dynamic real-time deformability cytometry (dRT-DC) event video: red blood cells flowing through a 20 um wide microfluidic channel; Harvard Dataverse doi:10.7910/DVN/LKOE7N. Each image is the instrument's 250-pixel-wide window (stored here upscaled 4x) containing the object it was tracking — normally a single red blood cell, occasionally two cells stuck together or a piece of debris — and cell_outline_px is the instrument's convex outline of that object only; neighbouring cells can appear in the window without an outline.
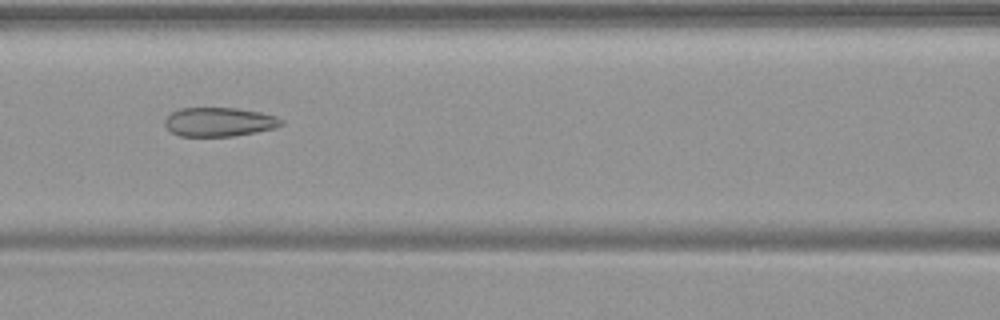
{"species": "common noctule bat (a hibernating species)", "species_latin": "Nyctalus noctula", "temperature_condition": "warm", "stored_images_in_passage": 50, "camera_frame_rate_fps": 3000, "um_per_image_px": 0.085, "animal": {"sex": "female", "body_mass_g": 19.9}, "frame": {"image": 1, "passage_image": 22, "time_ms": 7.0, "image_size_px": [1000, 320], "cell_outline_px": [[284, 124], [276, 128], [236, 136], [180, 136], [172, 132], [164, 124], [164, 120], [172, 112], [180, 108], [236, 108], [260, 112], [276, 116], [284, 120]], "centroid_in_image_um": [18.67, 10.37], "position_along_channel_um": 147.9, "area_um2": 19.77}}
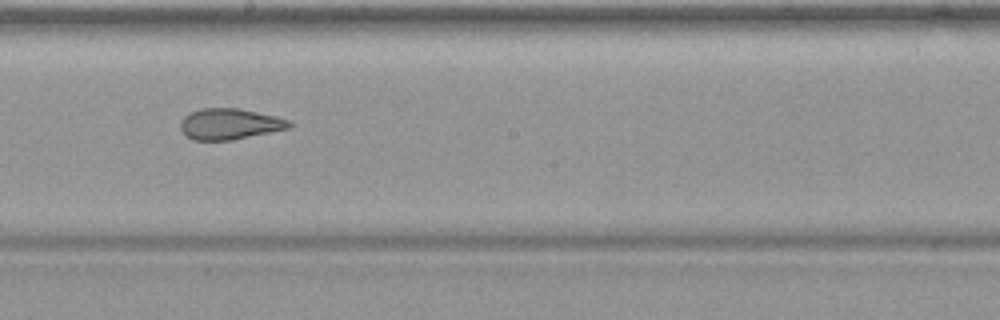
{"frame": {"image": 2, "passage_image": 28, "time_ms": 9.0, "image_size_px": [1000, 320], "cell_outline_px": [[292, 124], [288, 128], [232, 140], [192, 140], [184, 136], [180, 128], [180, 120], [184, 116], [200, 108], [236, 108], [256, 112], [288, 120]], "centroid_in_image_um": [19.43, 10.55], "position_along_channel_um": 228.8, "area_um2": 19.42}}
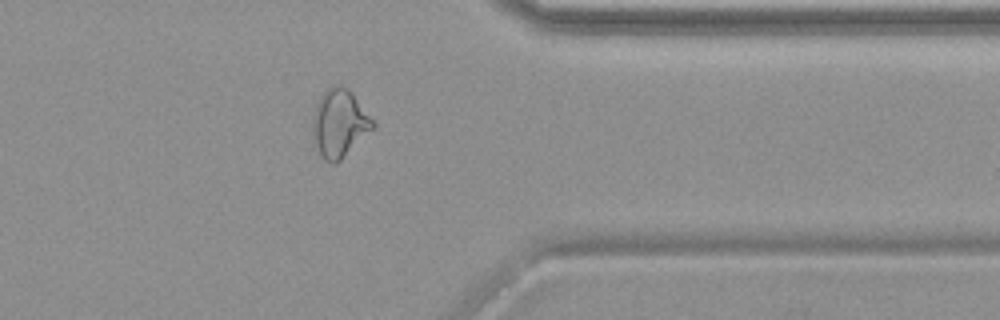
{"frame": {"image": 3, "passage_image": 40, "time_ms": 13.0, "image_size_px": [1000, 320], "cell_outline_px": [[376, 128], [336, 164], [332, 164], [324, 160], [320, 156], [312, 144], [312, 124], [316, 104], [320, 96], [332, 84], [340, 84], [348, 88], [352, 92], [376, 124]], "centroid_in_image_um": [28.84, 10.51], "position_along_channel_um": 382.6, "area_um2": 24.39}}